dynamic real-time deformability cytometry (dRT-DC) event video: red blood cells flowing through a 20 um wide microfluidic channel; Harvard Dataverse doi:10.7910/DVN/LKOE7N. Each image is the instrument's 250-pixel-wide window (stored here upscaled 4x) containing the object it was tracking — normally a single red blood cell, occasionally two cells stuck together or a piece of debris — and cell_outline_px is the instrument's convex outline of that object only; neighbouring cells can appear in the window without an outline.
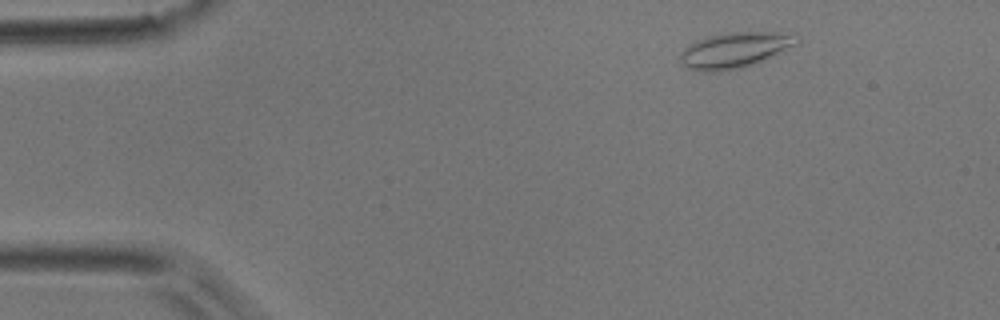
{"species": "common noctule bat (a hibernating species)", "species_latin": "Nyctalus noctula", "temperature_condition": "room temperature", "stored_images_in_passage": 45, "camera_frame_rate_fps": 3000, "um_per_image_px": 0.085, "animal": {"sex": "male", "body_mass_g": 17.9}, "frame": {"image": 1, "passage_image": 1, "time_ms": 0.0, "image_size_px": [1000, 320], "cell_outline_px": [[800, 40], [796, 44], [752, 64], [736, 68], [716, 72], [700, 72], [684, 68], [680, 60], [680, 52], [688, 44], [696, 40], [708, 36], [732, 32], [796, 32], [800, 36]], "centroid_in_image_um": [62.41, 4.24], "position_along_channel_um": 22.6, "area_um2": 24.22}}
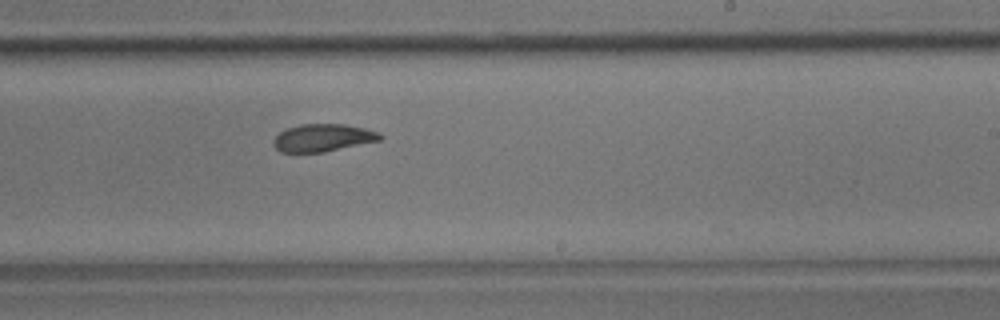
{"frame": {"image": 2, "passage_image": 25, "time_ms": 8.0, "image_size_px": [1000, 320], "cell_outline_px": [[384, 136], [380, 140], [324, 152], [280, 152], [272, 144], [272, 140], [280, 132], [288, 128], [300, 124], [344, 124], [364, 128], [380, 132]], "centroid_in_image_um": [27.44, 11.71], "position_along_channel_um": 261.6, "area_um2": 17.11}}
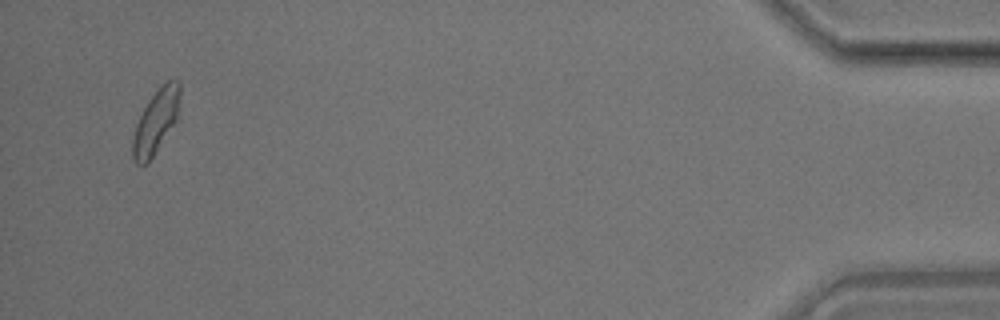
{"frame": {"image": 3, "passage_image": 43, "time_ms": 14.0, "image_size_px": [1000, 320], "cell_outline_px": [[180, 100], [176, 120], [156, 152], [148, 164], [136, 164], [132, 160], [132, 140], [136, 124], [148, 100], [168, 80], [176, 76], [180, 80]], "centroid_in_image_um": [13.25, 10.33], "position_along_channel_um": 421.9, "area_um2": 17.57}, "authors_computed_cell_mechanics": {"area_um2": 18.0336, "velocity_mm_per_s": 3.9732, "shape_relaxation_time_tau1_ms": 5.2457, "shape_relaxation_time_tau2_ms": 3.4209, "deformation_change_tau1": 0.1355, "deformation_change_tau2": 0.0978}}